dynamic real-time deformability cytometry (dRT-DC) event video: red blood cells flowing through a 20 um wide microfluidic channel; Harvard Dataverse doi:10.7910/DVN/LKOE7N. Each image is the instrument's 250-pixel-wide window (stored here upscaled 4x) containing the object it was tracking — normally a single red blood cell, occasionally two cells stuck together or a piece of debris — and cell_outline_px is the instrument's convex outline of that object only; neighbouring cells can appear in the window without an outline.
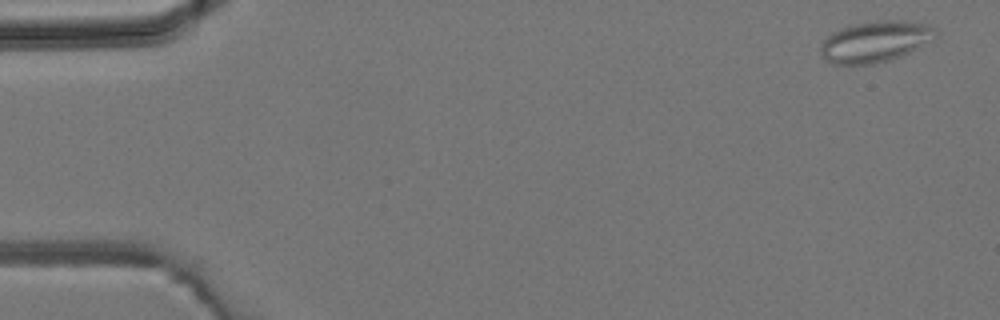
{"species": "common noctule bat (a hibernating species)", "species_latin": "Nyctalus noctula", "temperature_condition": "room temperature", "stored_images_in_passage": 3, "camera_frame_rate_fps": 3000, "um_per_image_px": 0.085, "animal": {"sex": "male", "body_mass_g": 19.2, "forearm_length_mm": 51.8}, "frame": {"image": 1, "passage_image": 1, "time_ms": 0.0, "image_size_px": [1000, 320], "cell_outline_px": [[940, 36], [900, 56], [888, 60], [872, 64], [832, 64], [820, 52], [820, 44], [832, 32], [848, 24], [876, 20], [904, 20], [924, 24], [936, 28]], "centroid_in_image_um": [74.4, 3.51], "position_along_channel_um": 10.6, "area_um2": 27.63}}